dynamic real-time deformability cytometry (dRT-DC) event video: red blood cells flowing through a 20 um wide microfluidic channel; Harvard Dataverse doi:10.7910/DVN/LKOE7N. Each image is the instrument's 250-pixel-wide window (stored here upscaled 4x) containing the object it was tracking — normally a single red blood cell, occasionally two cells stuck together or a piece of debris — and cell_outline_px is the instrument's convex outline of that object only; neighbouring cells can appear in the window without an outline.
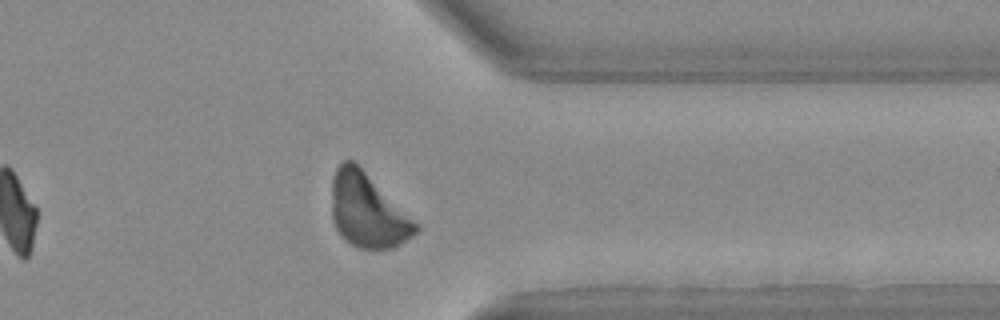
{"species": "Egyptian fruit bat (a non-hibernating species)", "species_latin": "Rousettus aegyptiacus", "temperature_condition": "warm", "stored_images_in_passage": 30, "camera_frame_rate_fps": 3000, "um_per_image_px": 0.085, "animal": {"sex": "female"}, "frame": {"image": 1, "passage_image": 26, "time_ms": 8.333, "image_size_px": [1000, 320], "cell_outline_px": [[420, 228], [412, 236], [392, 248], [356, 248], [336, 228], [332, 220], [332, 180], [336, 168], [344, 160], [352, 160], [420, 224]], "centroid_in_image_um": [31.26, 17.9], "position_along_channel_um": 380.1, "area_um2": 35.66}}